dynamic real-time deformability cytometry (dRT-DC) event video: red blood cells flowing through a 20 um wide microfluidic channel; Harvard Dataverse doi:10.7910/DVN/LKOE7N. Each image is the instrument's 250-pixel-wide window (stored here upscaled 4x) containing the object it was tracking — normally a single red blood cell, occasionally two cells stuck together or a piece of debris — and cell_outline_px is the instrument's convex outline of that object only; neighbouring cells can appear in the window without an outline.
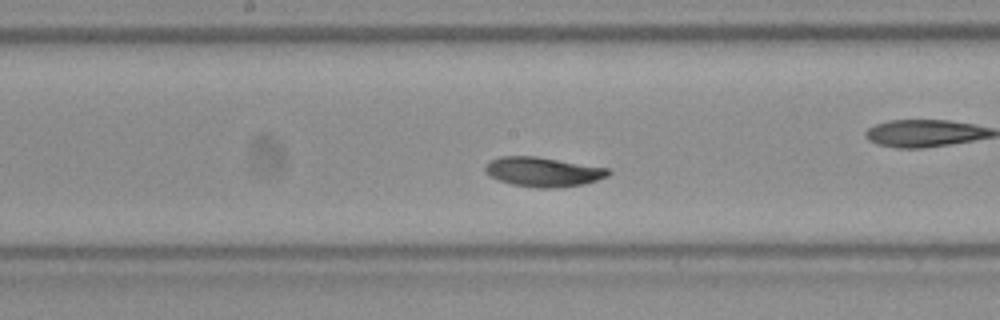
{"species": "Egyptian fruit bat (a non-hibernating species)", "species_latin": "Rousettus aegyptiacus", "temperature_condition": "room temperature", "stored_images_in_passage": 46, "camera_frame_rate_fps": 3000, "um_per_image_px": 0.085, "frame": {"image": 1, "passage_image": 20, "time_ms": 6.333, "image_size_px": [1000, 320], "cell_outline_px": [[612, 172], [608, 176], [584, 184], [556, 188], [536, 188], [512, 184], [500, 180], [484, 172], [484, 164], [500, 156], [536, 156], [612, 168]], "centroid_in_image_um": [46.2, 14.6], "position_along_channel_um": 202.0, "area_um2": 21.39}, "authors_computed_cell_mechanics": {"area_um2": 20.7213, "velocity_mm_per_s": 3.7924, "shape_relaxation_time_tau1_ms": 2.477, "shape_relaxation_time_tau2_ms": 7.3202, "deformation_change_tau1": 0.1268, "deformation_change_tau2": 0.0698}}